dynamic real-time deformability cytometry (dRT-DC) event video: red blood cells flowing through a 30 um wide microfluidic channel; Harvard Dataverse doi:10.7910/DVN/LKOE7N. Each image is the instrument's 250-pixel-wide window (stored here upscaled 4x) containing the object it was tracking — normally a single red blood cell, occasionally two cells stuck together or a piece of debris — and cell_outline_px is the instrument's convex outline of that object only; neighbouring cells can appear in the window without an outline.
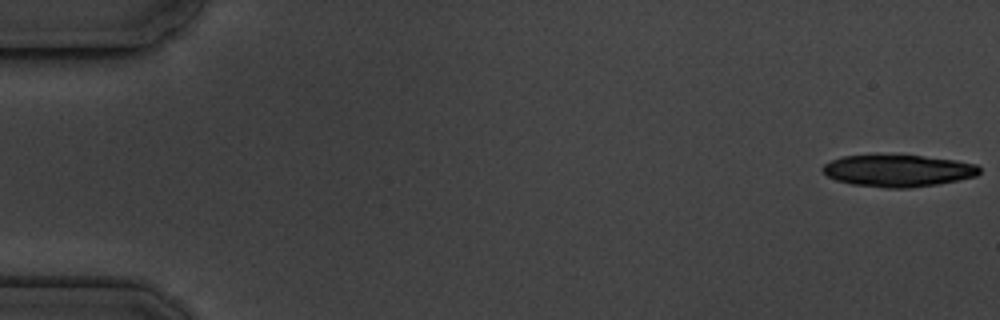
{"species": "common noctule bat (a hibernating species)", "species_latin": "Nyctalus noctula", "temperature_condition": "cold", "stored_images_in_passage": 4, "camera_frame_rate_fps": 3000, "um_per_image_px": 0.085, "animal": {"sex": "male", "body_mass_g": 19.5, "forearm_length_mm": 54.6}, "frame": {"image": 1, "passage_image": 1, "time_ms": 0.0, "image_size_px": [1000, 320], "cell_outline_px": [[980, 172], [976, 176], [936, 184], [908, 188], [884, 188], [852, 184], [836, 180], [828, 176], [820, 168], [824, 164], [840, 156], [876, 152], [920, 156], [952, 160], [976, 164], [980, 168]], "centroid_in_image_um": [76.24, 14.47], "position_along_channel_um": 8.8, "area_um2": 29.82}}